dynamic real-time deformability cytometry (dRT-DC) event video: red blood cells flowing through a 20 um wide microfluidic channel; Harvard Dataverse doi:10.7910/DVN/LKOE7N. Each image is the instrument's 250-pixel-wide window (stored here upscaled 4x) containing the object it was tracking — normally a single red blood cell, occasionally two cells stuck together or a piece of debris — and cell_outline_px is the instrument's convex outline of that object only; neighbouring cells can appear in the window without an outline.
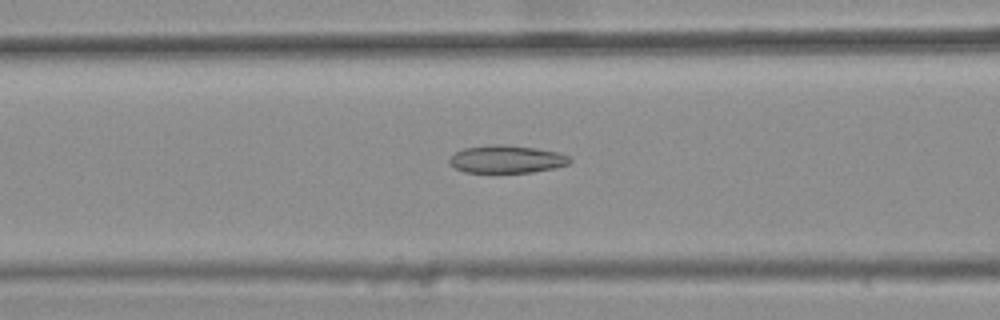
{"species": "common noctule bat (a hibernating species)", "species_latin": "Nyctalus noctula", "temperature_condition": "warm", "stored_images_in_passage": 46, "camera_frame_rate_fps": 3000, "um_per_image_px": 0.085, "animal": {"sex": "female", "body_mass_g": 25.1}, "frame": {"image": 1, "passage_image": 21, "time_ms": 6.667, "image_size_px": [1000, 320], "cell_outline_px": [[572, 160], [568, 164], [552, 168], [532, 172], [464, 172], [456, 168], [448, 160], [456, 152], [464, 148], [488, 144], [504, 144], [536, 148], [556, 152], [568, 156]], "centroid_in_image_um": [43.05, 13.52], "position_along_channel_um": 123.5, "area_um2": 19.25}}
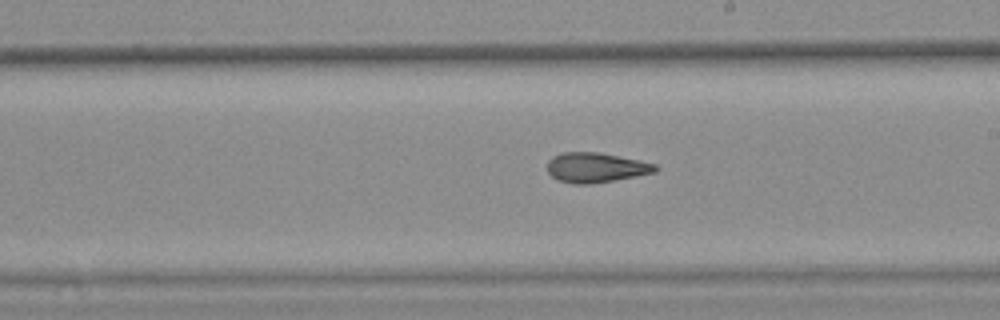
{"frame": {"image": 2, "passage_image": 30, "time_ms": 9.667, "image_size_px": [1000, 320], "cell_outline_px": [[660, 168], [656, 172], [616, 180], [588, 184], [572, 184], [556, 180], [548, 172], [548, 160], [552, 156], [560, 152], [600, 152], [640, 160], [656, 164]], "centroid_in_image_um": [50.65, 14.24], "position_along_channel_um": 238.4, "area_um2": 19.07}}
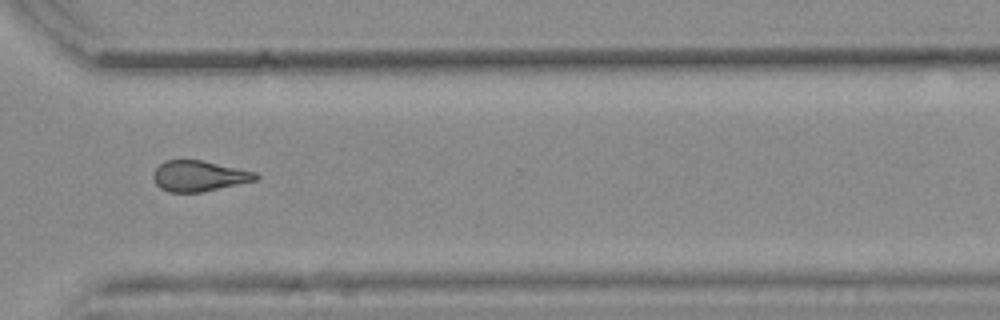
{"frame": {"image": 3, "passage_image": 39, "time_ms": 12.667, "image_size_px": [1000, 320], "cell_outline_px": [[260, 176], [256, 180], [200, 192], [168, 192], [160, 188], [156, 184], [152, 176], [152, 172], [164, 160], [200, 160], [256, 172]], "centroid_in_image_um": [16.87, 14.95], "position_along_channel_um": 353.7, "area_um2": 18.15}, "authors_computed_cell_mechanics": {"area_um2": 19.3341, "velocity_mm_per_s": 3.8337, "shape_relaxation_time_tau1_ms": null, "shape_relaxation_time_tau2_ms": 3.9387, "deformation_change_tau1": null, "deformation_change_tau2": 0.1326}}